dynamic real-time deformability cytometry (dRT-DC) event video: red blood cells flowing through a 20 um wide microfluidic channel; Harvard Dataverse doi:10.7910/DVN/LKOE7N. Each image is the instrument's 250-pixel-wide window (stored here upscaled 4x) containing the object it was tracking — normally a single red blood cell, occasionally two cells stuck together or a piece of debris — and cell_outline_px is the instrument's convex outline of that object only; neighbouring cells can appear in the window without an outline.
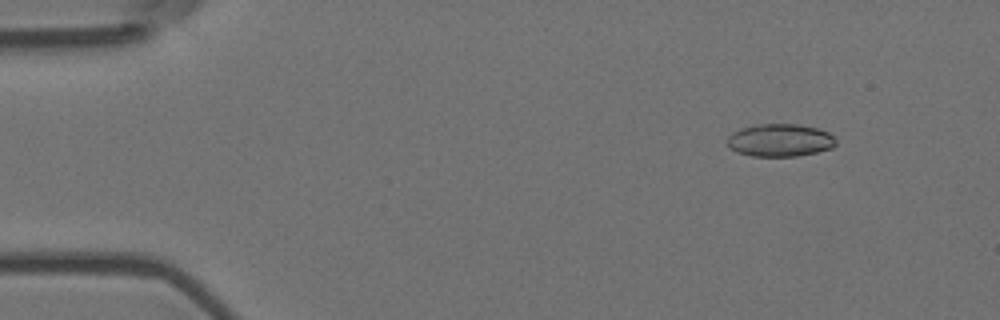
{"species": "Egyptian fruit bat (a non-hibernating species)", "species_latin": "Rousettus aegyptiacus", "temperature_condition": "room temperature", "stored_images_in_passage": 54, "camera_frame_rate_fps": 3000, "um_per_image_px": 0.085, "animal": {"sex": "female"}, "frame": {"image": 1, "passage_image": 6, "time_ms": 1.667, "image_size_px": [1000, 320], "cell_outline_px": [[836, 144], [832, 148], [816, 152], [796, 156], [752, 156], [736, 152], [728, 144], [728, 136], [732, 132], [740, 128], [756, 124], [800, 124], [820, 128], [828, 132], [836, 140]], "centroid_in_image_um": [66.31, 11.91], "position_along_channel_um": 18.7, "area_um2": 20.81}}
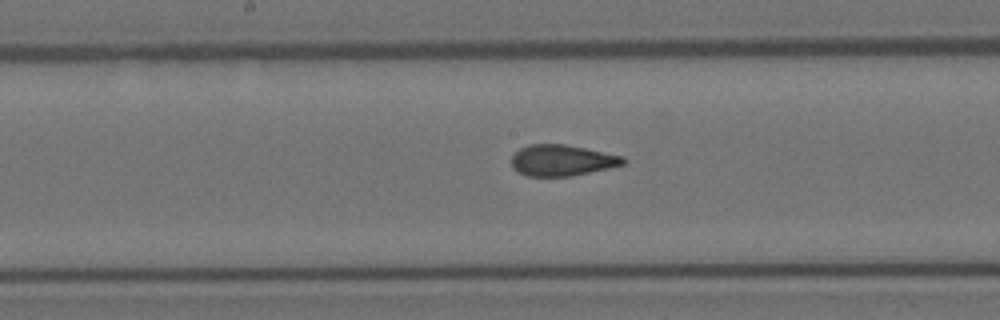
{"frame": {"image": 2, "passage_image": 28, "time_ms": 9.0, "image_size_px": [1000, 320], "cell_outline_px": [[628, 160], [624, 164], [608, 168], [572, 176], [528, 176], [512, 168], [512, 156], [520, 148], [528, 144], [564, 144], [624, 156]], "centroid_in_image_um": [47.78, 13.62], "position_along_channel_um": 200.4, "area_um2": 20.17}}
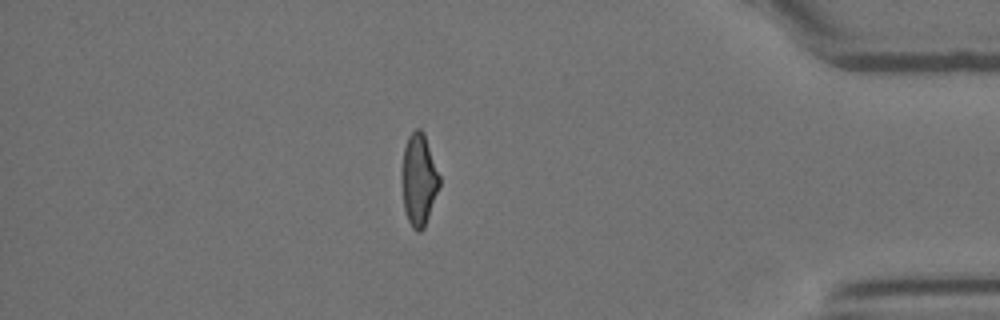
{"frame": {"image": 3, "passage_image": 47, "time_ms": 15.333, "image_size_px": [1000, 320], "cell_outline_px": [[440, 184], [424, 228], [420, 232], [416, 232], [412, 228], [408, 220], [404, 208], [400, 176], [404, 148], [408, 136], [416, 128], [420, 128], [424, 132], [440, 176]], "centroid_in_image_um": [35.58, 15.26], "position_along_channel_um": 399.6, "area_um2": 20.35}, "authors_computed_cell_mechanics": {"area_um2": 20.6924, "velocity_mm_per_s": 3.7391, "shape_relaxation_time_tau1_ms": null, "shape_relaxation_time_tau2_ms": 1.3271, "deformation_change_tau1": null, "deformation_change_tau2": 0.0833}}